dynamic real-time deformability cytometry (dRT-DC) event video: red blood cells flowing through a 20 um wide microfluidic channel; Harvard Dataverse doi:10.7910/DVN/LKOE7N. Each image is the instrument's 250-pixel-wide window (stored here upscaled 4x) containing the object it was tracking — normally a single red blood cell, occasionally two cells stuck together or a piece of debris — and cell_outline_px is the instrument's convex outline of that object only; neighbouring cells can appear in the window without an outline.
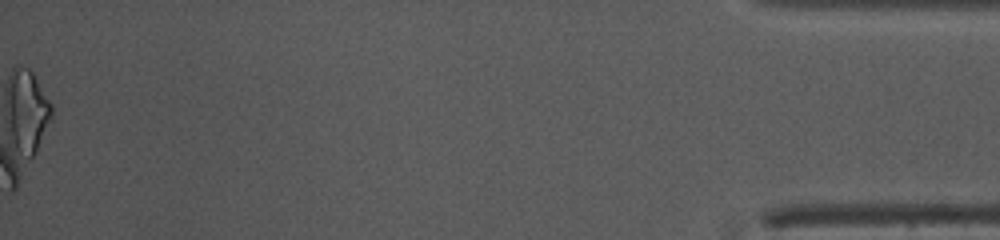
{"species": "common noctule bat (a hibernating species)", "species_latin": "Nyctalus noctula", "temperature_condition": "warm", "stored_images_in_passage": 34, "camera_frame_rate_fps": 3000, "um_per_image_px": 0.085, "animal": {"sex": "female", "body_mass_g": 10.0, "forearm_length_mm": 53.1}, "frame": {"image": 1, "passage_image": 34, "time_ms": 11.0, "image_size_px": [1000, 240], "cell_outline_px": [[52, 108], [36, 148], [32, 156], [16, 144], [12, 132], [12, 80], [28, 72], [32, 76]], "centroid_in_image_um": [2.42, 9.57], "position_along_channel_um": 432.8, "area_um2": 16.3}, "authors_computed_cell_mechanics": {"area_um2": 15.5193, "velocity_mm_per_s": 4.1451, "shape_relaxation_time_tau1_ms": null, "shape_relaxation_time_tau2_ms": 4.202, "deformation_change_tau1": null, "deformation_change_tau2": 0.0648}}